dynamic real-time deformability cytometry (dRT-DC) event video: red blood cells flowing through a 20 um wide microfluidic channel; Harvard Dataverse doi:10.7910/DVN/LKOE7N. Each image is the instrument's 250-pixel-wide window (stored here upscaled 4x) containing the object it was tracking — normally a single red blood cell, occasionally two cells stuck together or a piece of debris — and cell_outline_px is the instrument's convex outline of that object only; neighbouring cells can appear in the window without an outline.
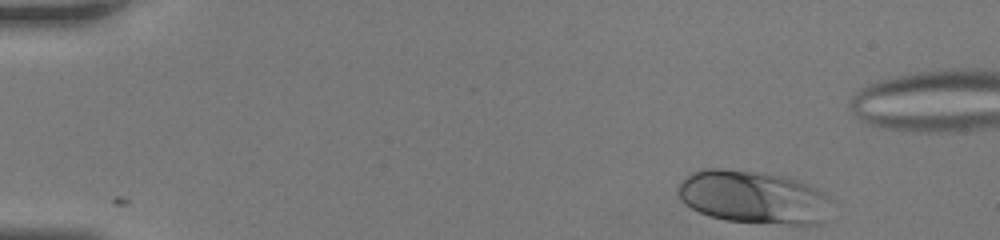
{"species": "human", "species_latin": "Homo sapiens", "temperature_condition": "room temperature", "stored_images_in_passage": 37, "camera_frame_rate_fps": 3000, "um_per_image_px": 0.085, "donor": {"sex": "female"}, "frame": {"image": 1, "passage_image": 1, "time_ms": 0.0, "image_size_px": [1000, 240], "cell_outline_px": [[832, 200], [824, 220], [820, 224], [788, 224], [724, 220], [708, 216], [684, 204], [680, 200], [676, 192], [676, 188], [680, 180], [692, 172], [704, 168], [720, 168], [752, 172], [780, 176], [800, 180], [824, 192]], "centroid_in_image_um": [64.0, 16.76], "position_along_channel_um": 21.0, "area_um2": 47.57}}
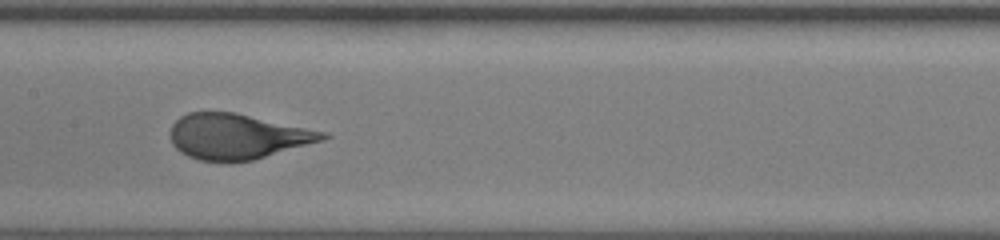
{"frame": {"image": 2, "passage_image": 23, "time_ms": 7.333, "image_size_px": [1000, 240], "cell_outline_px": [[332, 136], [324, 140], [252, 160], [228, 164], [200, 160], [188, 156], [180, 152], [172, 144], [172, 124], [180, 116], [188, 112], [236, 112], [328, 132]], "centroid_in_image_um": [20.2, 11.61], "position_along_channel_um": 187.2, "area_um2": 40.69}}
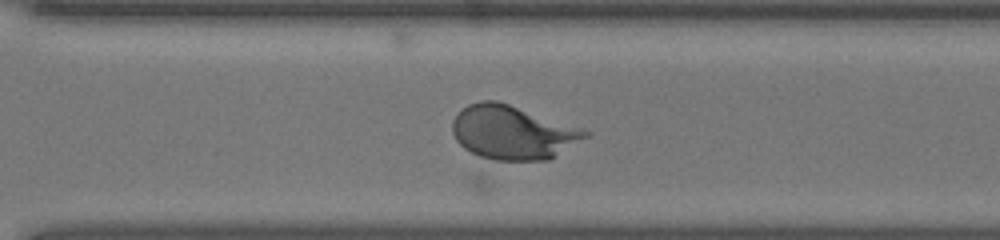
{"frame": {"image": 3, "passage_image": 34, "time_ms": 11.0, "image_size_px": [1000, 240], "cell_outline_px": [[592, 136], [548, 160], [496, 160], [480, 156], [464, 148], [456, 140], [452, 132], [452, 120], [468, 104], [480, 100], [496, 100], [592, 132]], "centroid_in_image_um": [43.6, 11.26], "position_along_channel_um": 327.0, "area_um2": 41.44}}